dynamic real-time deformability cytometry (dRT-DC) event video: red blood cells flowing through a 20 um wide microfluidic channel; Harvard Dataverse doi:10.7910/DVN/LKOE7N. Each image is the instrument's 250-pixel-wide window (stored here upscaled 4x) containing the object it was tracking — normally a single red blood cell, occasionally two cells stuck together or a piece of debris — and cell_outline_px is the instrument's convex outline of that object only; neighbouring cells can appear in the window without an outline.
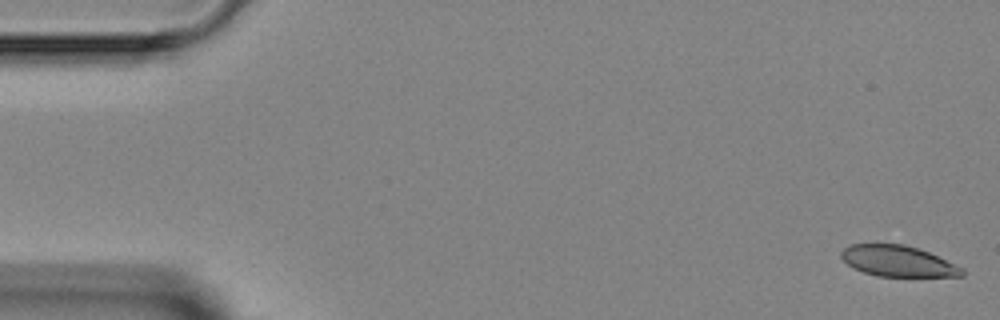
{"species": "Egyptian fruit bat (a non-hibernating species)", "species_latin": "Rousettus aegyptiacus", "temperature_condition": "room temperature", "stored_images_in_passage": 7, "camera_frame_rate_fps": 3000, "um_per_image_px": 0.085, "animal": {"sex": "female"}, "frame": {"image": 1, "passage_image": 1, "time_ms": 0.0, "image_size_px": [1000, 320], "cell_outline_px": [[964, 276], [876, 276], [864, 272], [848, 264], [840, 256], [840, 252], [844, 248], [852, 244], [904, 244], [928, 252], [964, 268]], "centroid_in_image_um": [76.32, 22.19], "position_along_channel_um": 8.7, "area_um2": 21.5}}
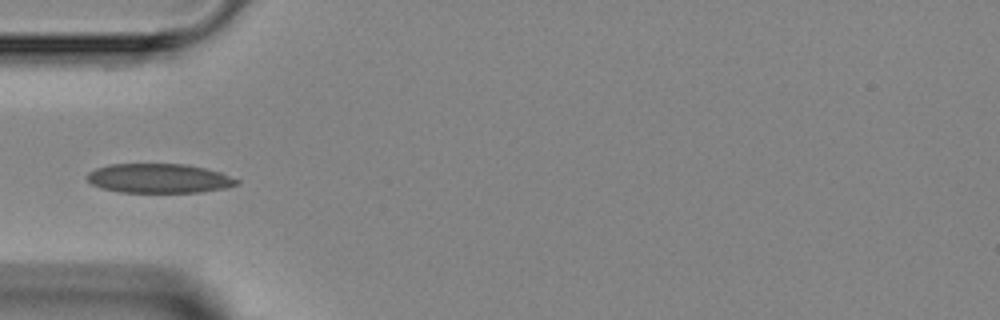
{"frame": {"image": 2, "passage_image": 5, "time_ms": 4.667, "image_size_px": [1000, 320], "cell_outline_px": [[240, 180], [236, 184], [228, 188], [200, 192], [120, 192], [100, 188], [92, 184], [84, 176], [88, 172], [96, 168], [108, 164], [184, 164], [204, 168], [220, 172]], "centroid_in_image_um": [13.48, 15.16], "position_along_channel_um": 71.5, "area_um2": 25.66}}
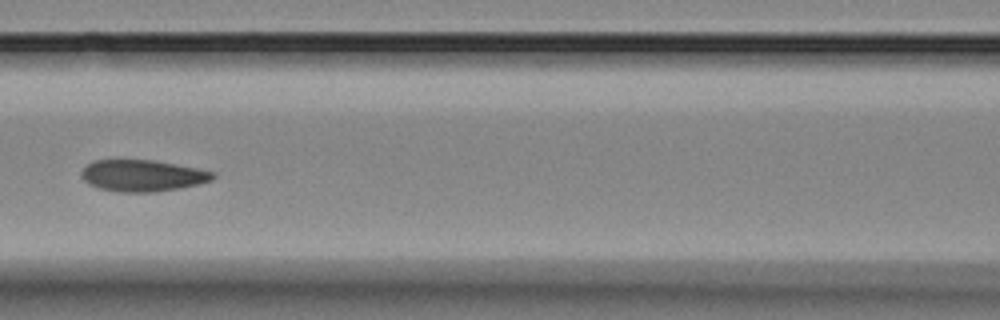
{"frame": {"image": 3, "passage_image": 7, "time_ms": 6.667, "image_size_px": [1000, 320], "cell_outline_px": [[216, 176], [212, 180], [180, 188], [156, 192], [120, 192], [100, 188], [88, 184], [80, 176], [80, 172], [92, 160], [152, 160], [176, 164], [196, 168], [212, 172]], "centroid_in_image_um": [12.07, 14.93], "position_along_channel_um": 154.5, "area_um2": 24.04}}